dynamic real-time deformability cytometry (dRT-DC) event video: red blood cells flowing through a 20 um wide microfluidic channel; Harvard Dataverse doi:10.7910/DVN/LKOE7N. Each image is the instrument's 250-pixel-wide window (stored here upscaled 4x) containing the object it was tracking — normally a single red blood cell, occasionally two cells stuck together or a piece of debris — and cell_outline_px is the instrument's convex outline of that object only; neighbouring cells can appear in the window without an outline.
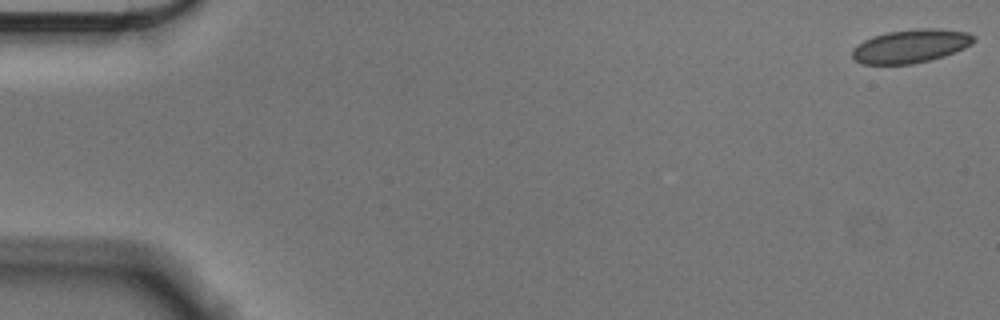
{"species": "Egyptian fruit bat (a non-hibernating species)", "species_latin": "Rousettus aegyptiacus", "temperature_condition": "cold", "stored_images_in_passage": 14, "camera_frame_rate_fps": 3000, "um_per_image_px": 0.085, "animal": {"sex": "male"}, "frame": {"image": 1, "passage_image": 1, "time_ms": 0.0, "image_size_px": [1000, 320], "cell_outline_px": [[976, 40], [972, 44], [964, 48], [944, 56], [912, 64], [860, 64], [852, 56], [852, 48], [856, 44], [872, 36], [888, 32], [920, 28], [940, 28], [968, 32], [976, 36]], "centroid_in_image_um": [77.42, 3.91], "position_along_channel_um": 7.6, "area_um2": 23.87}}
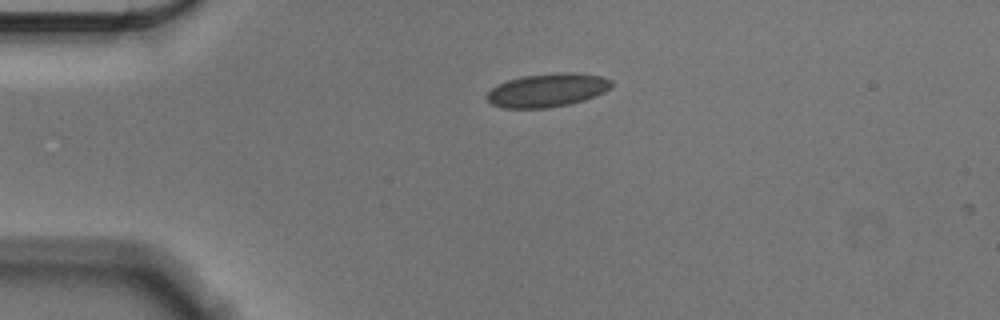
{"frame": {"image": 2, "passage_image": 13, "time_ms": 4.0, "image_size_px": [1000, 320], "cell_outline_px": [[612, 88], [596, 96], [584, 100], [568, 104], [548, 108], [504, 108], [492, 104], [484, 96], [492, 88], [508, 80], [524, 76], [560, 72], [572, 72], [604, 76], [612, 80]], "centroid_in_image_um": [46.57, 7.66], "position_along_channel_um": 38.4, "area_um2": 24.39}}